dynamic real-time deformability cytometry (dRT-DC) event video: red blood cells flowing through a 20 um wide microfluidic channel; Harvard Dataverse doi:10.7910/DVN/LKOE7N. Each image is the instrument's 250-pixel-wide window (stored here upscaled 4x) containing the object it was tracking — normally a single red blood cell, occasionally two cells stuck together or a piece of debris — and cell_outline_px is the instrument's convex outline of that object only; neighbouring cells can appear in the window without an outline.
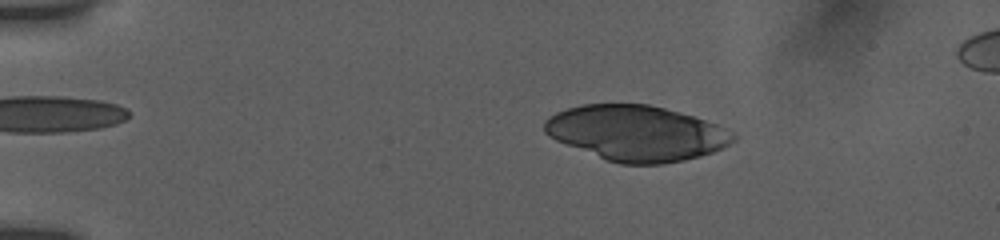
{"species": "human", "species_latin": "Homo sapiens", "temperature_condition": "room temperature", "stored_images_in_passage": 48, "camera_frame_rate_fps": 3000, "um_per_image_px": 0.085, "donor": {"sex": "female"}, "frame": {"image": 1, "passage_image": 16, "time_ms": 3.0, "image_size_px": [1000, 240], "cell_outline_px": [[736, 140], [712, 152], [700, 156], [684, 160], [664, 164], [620, 164], [604, 160], [556, 140], [548, 136], [544, 132], [544, 120], [548, 116], [556, 112], [568, 108], [584, 104], [648, 104], [664, 108], [692, 116], [716, 124], [736, 132]], "centroid_in_image_um": [54.07, 11.32], "position_along_channel_um": 30.9, "area_um2": 60.98}}